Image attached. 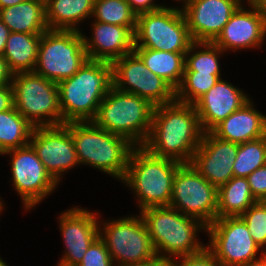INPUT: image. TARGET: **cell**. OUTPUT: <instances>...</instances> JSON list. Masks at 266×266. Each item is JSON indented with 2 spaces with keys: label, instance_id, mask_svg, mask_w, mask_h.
Returning <instances> with one entry per match:
<instances>
[{
  "label": "cell",
  "instance_id": "cell-36",
  "mask_svg": "<svg viewBox=\"0 0 266 266\" xmlns=\"http://www.w3.org/2000/svg\"><path fill=\"white\" fill-rule=\"evenodd\" d=\"M252 192L257 201L266 197V164L261 166L246 177Z\"/></svg>",
  "mask_w": 266,
  "mask_h": 266
},
{
  "label": "cell",
  "instance_id": "cell-15",
  "mask_svg": "<svg viewBox=\"0 0 266 266\" xmlns=\"http://www.w3.org/2000/svg\"><path fill=\"white\" fill-rule=\"evenodd\" d=\"M29 144L57 183L62 173L79 164L70 133V122L59 126L34 127Z\"/></svg>",
  "mask_w": 266,
  "mask_h": 266
},
{
  "label": "cell",
  "instance_id": "cell-48",
  "mask_svg": "<svg viewBox=\"0 0 266 266\" xmlns=\"http://www.w3.org/2000/svg\"><path fill=\"white\" fill-rule=\"evenodd\" d=\"M262 202H263L264 205L266 206V197L262 200Z\"/></svg>",
  "mask_w": 266,
  "mask_h": 266
},
{
  "label": "cell",
  "instance_id": "cell-32",
  "mask_svg": "<svg viewBox=\"0 0 266 266\" xmlns=\"http://www.w3.org/2000/svg\"><path fill=\"white\" fill-rule=\"evenodd\" d=\"M220 78V74L184 72L182 83L176 90V101L194 104Z\"/></svg>",
  "mask_w": 266,
  "mask_h": 266
},
{
  "label": "cell",
  "instance_id": "cell-33",
  "mask_svg": "<svg viewBox=\"0 0 266 266\" xmlns=\"http://www.w3.org/2000/svg\"><path fill=\"white\" fill-rule=\"evenodd\" d=\"M247 225L254 242L262 249L266 245V206L257 201L239 216Z\"/></svg>",
  "mask_w": 266,
  "mask_h": 266
},
{
  "label": "cell",
  "instance_id": "cell-26",
  "mask_svg": "<svg viewBox=\"0 0 266 266\" xmlns=\"http://www.w3.org/2000/svg\"><path fill=\"white\" fill-rule=\"evenodd\" d=\"M42 34L10 32L3 57L13 73L34 71Z\"/></svg>",
  "mask_w": 266,
  "mask_h": 266
},
{
  "label": "cell",
  "instance_id": "cell-30",
  "mask_svg": "<svg viewBox=\"0 0 266 266\" xmlns=\"http://www.w3.org/2000/svg\"><path fill=\"white\" fill-rule=\"evenodd\" d=\"M93 16L94 21L126 26L135 32L137 15L126 0H94Z\"/></svg>",
  "mask_w": 266,
  "mask_h": 266
},
{
  "label": "cell",
  "instance_id": "cell-45",
  "mask_svg": "<svg viewBox=\"0 0 266 266\" xmlns=\"http://www.w3.org/2000/svg\"><path fill=\"white\" fill-rule=\"evenodd\" d=\"M261 256L266 260V250L264 249V251L260 252Z\"/></svg>",
  "mask_w": 266,
  "mask_h": 266
},
{
  "label": "cell",
  "instance_id": "cell-27",
  "mask_svg": "<svg viewBox=\"0 0 266 266\" xmlns=\"http://www.w3.org/2000/svg\"><path fill=\"white\" fill-rule=\"evenodd\" d=\"M256 202L247 178L233 177L218 188L217 218L240 216Z\"/></svg>",
  "mask_w": 266,
  "mask_h": 266
},
{
  "label": "cell",
  "instance_id": "cell-10",
  "mask_svg": "<svg viewBox=\"0 0 266 266\" xmlns=\"http://www.w3.org/2000/svg\"><path fill=\"white\" fill-rule=\"evenodd\" d=\"M103 225L99 226V237L105 243L115 266L144 263L157 257L141 215L125 216L104 222Z\"/></svg>",
  "mask_w": 266,
  "mask_h": 266
},
{
  "label": "cell",
  "instance_id": "cell-35",
  "mask_svg": "<svg viewBox=\"0 0 266 266\" xmlns=\"http://www.w3.org/2000/svg\"><path fill=\"white\" fill-rule=\"evenodd\" d=\"M177 260H180V262ZM168 266H221V264L216 260L214 254L206 247L197 254L173 259L168 262Z\"/></svg>",
  "mask_w": 266,
  "mask_h": 266
},
{
  "label": "cell",
  "instance_id": "cell-39",
  "mask_svg": "<svg viewBox=\"0 0 266 266\" xmlns=\"http://www.w3.org/2000/svg\"><path fill=\"white\" fill-rule=\"evenodd\" d=\"M13 72L9 69L8 63L3 56H0V85L12 83Z\"/></svg>",
  "mask_w": 266,
  "mask_h": 266
},
{
  "label": "cell",
  "instance_id": "cell-40",
  "mask_svg": "<svg viewBox=\"0 0 266 266\" xmlns=\"http://www.w3.org/2000/svg\"><path fill=\"white\" fill-rule=\"evenodd\" d=\"M10 30L0 19V56H3Z\"/></svg>",
  "mask_w": 266,
  "mask_h": 266
},
{
  "label": "cell",
  "instance_id": "cell-44",
  "mask_svg": "<svg viewBox=\"0 0 266 266\" xmlns=\"http://www.w3.org/2000/svg\"><path fill=\"white\" fill-rule=\"evenodd\" d=\"M25 0H0V9L17 5Z\"/></svg>",
  "mask_w": 266,
  "mask_h": 266
},
{
  "label": "cell",
  "instance_id": "cell-20",
  "mask_svg": "<svg viewBox=\"0 0 266 266\" xmlns=\"http://www.w3.org/2000/svg\"><path fill=\"white\" fill-rule=\"evenodd\" d=\"M249 100L248 95L238 87L220 78L194 103L202 131L210 132Z\"/></svg>",
  "mask_w": 266,
  "mask_h": 266
},
{
  "label": "cell",
  "instance_id": "cell-23",
  "mask_svg": "<svg viewBox=\"0 0 266 266\" xmlns=\"http://www.w3.org/2000/svg\"><path fill=\"white\" fill-rule=\"evenodd\" d=\"M0 19L10 32L43 34L48 30L45 19V0H25L0 9Z\"/></svg>",
  "mask_w": 266,
  "mask_h": 266
},
{
  "label": "cell",
  "instance_id": "cell-12",
  "mask_svg": "<svg viewBox=\"0 0 266 266\" xmlns=\"http://www.w3.org/2000/svg\"><path fill=\"white\" fill-rule=\"evenodd\" d=\"M111 64L113 86L118 90L143 97L153 106L176 100V91L150 71L134 52L114 60Z\"/></svg>",
  "mask_w": 266,
  "mask_h": 266
},
{
  "label": "cell",
  "instance_id": "cell-6",
  "mask_svg": "<svg viewBox=\"0 0 266 266\" xmlns=\"http://www.w3.org/2000/svg\"><path fill=\"white\" fill-rule=\"evenodd\" d=\"M154 106L145 98L111 87L92 122L110 133L143 146L151 130Z\"/></svg>",
  "mask_w": 266,
  "mask_h": 266
},
{
  "label": "cell",
  "instance_id": "cell-43",
  "mask_svg": "<svg viewBox=\"0 0 266 266\" xmlns=\"http://www.w3.org/2000/svg\"><path fill=\"white\" fill-rule=\"evenodd\" d=\"M238 266H266V260L260 256L259 259Z\"/></svg>",
  "mask_w": 266,
  "mask_h": 266
},
{
  "label": "cell",
  "instance_id": "cell-1",
  "mask_svg": "<svg viewBox=\"0 0 266 266\" xmlns=\"http://www.w3.org/2000/svg\"><path fill=\"white\" fill-rule=\"evenodd\" d=\"M194 104L173 101L154 106L143 147L155 156L191 163L203 135Z\"/></svg>",
  "mask_w": 266,
  "mask_h": 266
},
{
  "label": "cell",
  "instance_id": "cell-28",
  "mask_svg": "<svg viewBox=\"0 0 266 266\" xmlns=\"http://www.w3.org/2000/svg\"><path fill=\"white\" fill-rule=\"evenodd\" d=\"M33 128L14 106L0 112V152L28 145Z\"/></svg>",
  "mask_w": 266,
  "mask_h": 266
},
{
  "label": "cell",
  "instance_id": "cell-17",
  "mask_svg": "<svg viewBox=\"0 0 266 266\" xmlns=\"http://www.w3.org/2000/svg\"><path fill=\"white\" fill-rule=\"evenodd\" d=\"M238 143L224 141L204 132L191 164L212 185L219 188L234 177L233 163Z\"/></svg>",
  "mask_w": 266,
  "mask_h": 266
},
{
  "label": "cell",
  "instance_id": "cell-7",
  "mask_svg": "<svg viewBox=\"0 0 266 266\" xmlns=\"http://www.w3.org/2000/svg\"><path fill=\"white\" fill-rule=\"evenodd\" d=\"M14 107L34 127L62 125L57 83L34 71L13 74Z\"/></svg>",
  "mask_w": 266,
  "mask_h": 266
},
{
  "label": "cell",
  "instance_id": "cell-41",
  "mask_svg": "<svg viewBox=\"0 0 266 266\" xmlns=\"http://www.w3.org/2000/svg\"><path fill=\"white\" fill-rule=\"evenodd\" d=\"M266 21V0H247Z\"/></svg>",
  "mask_w": 266,
  "mask_h": 266
},
{
  "label": "cell",
  "instance_id": "cell-34",
  "mask_svg": "<svg viewBox=\"0 0 266 266\" xmlns=\"http://www.w3.org/2000/svg\"><path fill=\"white\" fill-rule=\"evenodd\" d=\"M78 266H115L107 247L98 236L86 251Z\"/></svg>",
  "mask_w": 266,
  "mask_h": 266
},
{
  "label": "cell",
  "instance_id": "cell-31",
  "mask_svg": "<svg viewBox=\"0 0 266 266\" xmlns=\"http://www.w3.org/2000/svg\"><path fill=\"white\" fill-rule=\"evenodd\" d=\"M266 164V136L240 143L233 163L234 177H247Z\"/></svg>",
  "mask_w": 266,
  "mask_h": 266
},
{
  "label": "cell",
  "instance_id": "cell-11",
  "mask_svg": "<svg viewBox=\"0 0 266 266\" xmlns=\"http://www.w3.org/2000/svg\"><path fill=\"white\" fill-rule=\"evenodd\" d=\"M169 206L208 226L217 218L218 188L208 182L191 163H182L173 180Z\"/></svg>",
  "mask_w": 266,
  "mask_h": 266
},
{
  "label": "cell",
  "instance_id": "cell-13",
  "mask_svg": "<svg viewBox=\"0 0 266 266\" xmlns=\"http://www.w3.org/2000/svg\"><path fill=\"white\" fill-rule=\"evenodd\" d=\"M207 232L210 236L207 248L221 266H238L259 259L256 257L262 249L239 216L216 218L207 226Z\"/></svg>",
  "mask_w": 266,
  "mask_h": 266
},
{
  "label": "cell",
  "instance_id": "cell-37",
  "mask_svg": "<svg viewBox=\"0 0 266 266\" xmlns=\"http://www.w3.org/2000/svg\"><path fill=\"white\" fill-rule=\"evenodd\" d=\"M129 3L131 9L136 13V15L145 13V12H153L163 8V5H157L153 3V0H126Z\"/></svg>",
  "mask_w": 266,
  "mask_h": 266
},
{
  "label": "cell",
  "instance_id": "cell-14",
  "mask_svg": "<svg viewBox=\"0 0 266 266\" xmlns=\"http://www.w3.org/2000/svg\"><path fill=\"white\" fill-rule=\"evenodd\" d=\"M3 154L12 157L13 186L20 195L25 210L32 209L54 191L58 183L46 171L30 144Z\"/></svg>",
  "mask_w": 266,
  "mask_h": 266
},
{
  "label": "cell",
  "instance_id": "cell-42",
  "mask_svg": "<svg viewBox=\"0 0 266 266\" xmlns=\"http://www.w3.org/2000/svg\"><path fill=\"white\" fill-rule=\"evenodd\" d=\"M124 266H168V261L163 260L157 256L151 261H147L144 263H138V264L124 265Z\"/></svg>",
  "mask_w": 266,
  "mask_h": 266
},
{
  "label": "cell",
  "instance_id": "cell-2",
  "mask_svg": "<svg viewBox=\"0 0 266 266\" xmlns=\"http://www.w3.org/2000/svg\"><path fill=\"white\" fill-rule=\"evenodd\" d=\"M62 125L92 121L113 86L112 64L88 59L70 78L57 83Z\"/></svg>",
  "mask_w": 266,
  "mask_h": 266
},
{
  "label": "cell",
  "instance_id": "cell-25",
  "mask_svg": "<svg viewBox=\"0 0 266 266\" xmlns=\"http://www.w3.org/2000/svg\"><path fill=\"white\" fill-rule=\"evenodd\" d=\"M133 52L154 74L165 80L175 91L181 85L186 52H166L150 48H134Z\"/></svg>",
  "mask_w": 266,
  "mask_h": 266
},
{
  "label": "cell",
  "instance_id": "cell-19",
  "mask_svg": "<svg viewBox=\"0 0 266 266\" xmlns=\"http://www.w3.org/2000/svg\"><path fill=\"white\" fill-rule=\"evenodd\" d=\"M251 10L241 4L213 43L224 52L243 48L261 47L266 37V21L247 1Z\"/></svg>",
  "mask_w": 266,
  "mask_h": 266
},
{
  "label": "cell",
  "instance_id": "cell-21",
  "mask_svg": "<svg viewBox=\"0 0 266 266\" xmlns=\"http://www.w3.org/2000/svg\"><path fill=\"white\" fill-rule=\"evenodd\" d=\"M92 26V38L82 34L88 59L112 63L133 52L134 33L128 27L97 21Z\"/></svg>",
  "mask_w": 266,
  "mask_h": 266
},
{
  "label": "cell",
  "instance_id": "cell-22",
  "mask_svg": "<svg viewBox=\"0 0 266 266\" xmlns=\"http://www.w3.org/2000/svg\"><path fill=\"white\" fill-rule=\"evenodd\" d=\"M210 132L221 140L238 144L256 140L266 136V115L255 110L249 100Z\"/></svg>",
  "mask_w": 266,
  "mask_h": 266
},
{
  "label": "cell",
  "instance_id": "cell-29",
  "mask_svg": "<svg viewBox=\"0 0 266 266\" xmlns=\"http://www.w3.org/2000/svg\"><path fill=\"white\" fill-rule=\"evenodd\" d=\"M196 48H203L196 51ZM195 51V53H194ZM193 52V53H192ZM192 53V55L190 54ZM224 51L213 42L194 41L185 54L184 72L220 74L219 55Z\"/></svg>",
  "mask_w": 266,
  "mask_h": 266
},
{
  "label": "cell",
  "instance_id": "cell-3",
  "mask_svg": "<svg viewBox=\"0 0 266 266\" xmlns=\"http://www.w3.org/2000/svg\"><path fill=\"white\" fill-rule=\"evenodd\" d=\"M140 215L157 256L163 260L169 262L175 257L197 254L207 247L197 241L196 234L201 230L207 231V225L197 218L184 215L170 206L148 207L140 211Z\"/></svg>",
  "mask_w": 266,
  "mask_h": 266
},
{
  "label": "cell",
  "instance_id": "cell-24",
  "mask_svg": "<svg viewBox=\"0 0 266 266\" xmlns=\"http://www.w3.org/2000/svg\"><path fill=\"white\" fill-rule=\"evenodd\" d=\"M94 0H45L48 29L80 31L76 25L93 15Z\"/></svg>",
  "mask_w": 266,
  "mask_h": 266
},
{
  "label": "cell",
  "instance_id": "cell-18",
  "mask_svg": "<svg viewBox=\"0 0 266 266\" xmlns=\"http://www.w3.org/2000/svg\"><path fill=\"white\" fill-rule=\"evenodd\" d=\"M97 213L81 207L68 209L59 217V227L66 252L58 264L78 266L92 242L99 236Z\"/></svg>",
  "mask_w": 266,
  "mask_h": 266
},
{
  "label": "cell",
  "instance_id": "cell-16",
  "mask_svg": "<svg viewBox=\"0 0 266 266\" xmlns=\"http://www.w3.org/2000/svg\"><path fill=\"white\" fill-rule=\"evenodd\" d=\"M242 0H186L182 11L193 41L213 42Z\"/></svg>",
  "mask_w": 266,
  "mask_h": 266
},
{
  "label": "cell",
  "instance_id": "cell-4",
  "mask_svg": "<svg viewBox=\"0 0 266 266\" xmlns=\"http://www.w3.org/2000/svg\"><path fill=\"white\" fill-rule=\"evenodd\" d=\"M70 133L79 164H89L123 180L135 145L123 136L97 127L92 121L70 122Z\"/></svg>",
  "mask_w": 266,
  "mask_h": 266
},
{
  "label": "cell",
  "instance_id": "cell-8",
  "mask_svg": "<svg viewBox=\"0 0 266 266\" xmlns=\"http://www.w3.org/2000/svg\"><path fill=\"white\" fill-rule=\"evenodd\" d=\"M88 60L81 31L46 30L40 39L34 72L59 83Z\"/></svg>",
  "mask_w": 266,
  "mask_h": 266
},
{
  "label": "cell",
  "instance_id": "cell-9",
  "mask_svg": "<svg viewBox=\"0 0 266 266\" xmlns=\"http://www.w3.org/2000/svg\"><path fill=\"white\" fill-rule=\"evenodd\" d=\"M181 9L166 7L137 15L134 48L187 52L193 43Z\"/></svg>",
  "mask_w": 266,
  "mask_h": 266
},
{
  "label": "cell",
  "instance_id": "cell-38",
  "mask_svg": "<svg viewBox=\"0 0 266 266\" xmlns=\"http://www.w3.org/2000/svg\"><path fill=\"white\" fill-rule=\"evenodd\" d=\"M14 106L13 87L11 84L0 85V112L7 111Z\"/></svg>",
  "mask_w": 266,
  "mask_h": 266
},
{
  "label": "cell",
  "instance_id": "cell-47",
  "mask_svg": "<svg viewBox=\"0 0 266 266\" xmlns=\"http://www.w3.org/2000/svg\"><path fill=\"white\" fill-rule=\"evenodd\" d=\"M3 211V203H2V201H1V199H0V213Z\"/></svg>",
  "mask_w": 266,
  "mask_h": 266
},
{
  "label": "cell",
  "instance_id": "cell-46",
  "mask_svg": "<svg viewBox=\"0 0 266 266\" xmlns=\"http://www.w3.org/2000/svg\"><path fill=\"white\" fill-rule=\"evenodd\" d=\"M0 266H8L7 263L2 260V258H0Z\"/></svg>",
  "mask_w": 266,
  "mask_h": 266
},
{
  "label": "cell",
  "instance_id": "cell-5",
  "mask_svg": "<svg viewBox=\"0 0 266 266\" xmlns=\"http://www.w3.org/2000/svg\"><path fill=\"white\" fill-rule=\"evenodd\" d=\"M181 164L155 156L143 146L133 148L122 181L134 190L140 211L148 207L169 206L173 180Z\"/></svg>",
  "mask_w": 266,
  "mask_h": 266
}]
</instances>
